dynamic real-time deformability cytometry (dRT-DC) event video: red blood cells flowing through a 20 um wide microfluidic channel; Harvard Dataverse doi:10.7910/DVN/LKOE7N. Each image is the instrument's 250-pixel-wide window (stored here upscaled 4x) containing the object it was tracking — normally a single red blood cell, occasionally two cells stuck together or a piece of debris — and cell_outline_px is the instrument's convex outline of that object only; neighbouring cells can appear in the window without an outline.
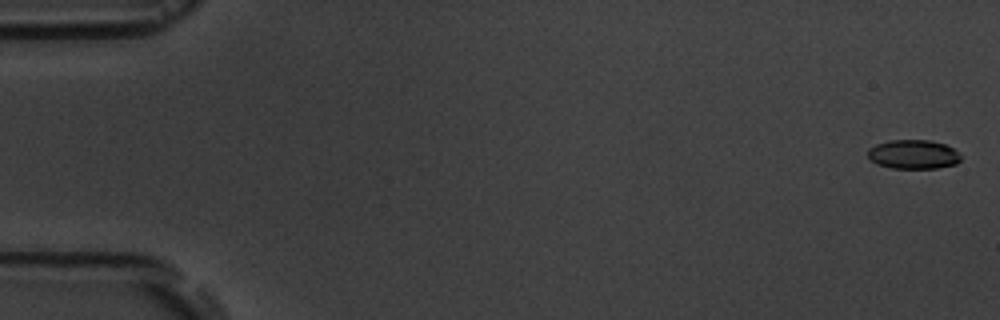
{"species": "common noctule bat (a hibernating species)", "species_latin": "Nyctalus noctula", "temperature_condition": "room temperature", "stored_images_in_passage": 6, "camera_frame_rate_fps": 3000, "um_per_image_px": 0.085, "animal": {"sex": "male", "body_mass_g": 19.5, "forearm_length_mm": 54.6}, "frame": {"image": 1, "passage_image": 1, "time_ms": 0.0, "image_size_px": [1000, 320], "cell_outline_px": [[964, 156], [956, 164], [936, 168], [892, 168], [876, 164], [868, 156], [868, 148], [876, 144], [888, 140], [928, 140], [944, 144], [952, 148]], "centroid_in_image_um": [77.64, 13.12], "position_along_channel_um": 7.4, "area_um2": 15.84}}
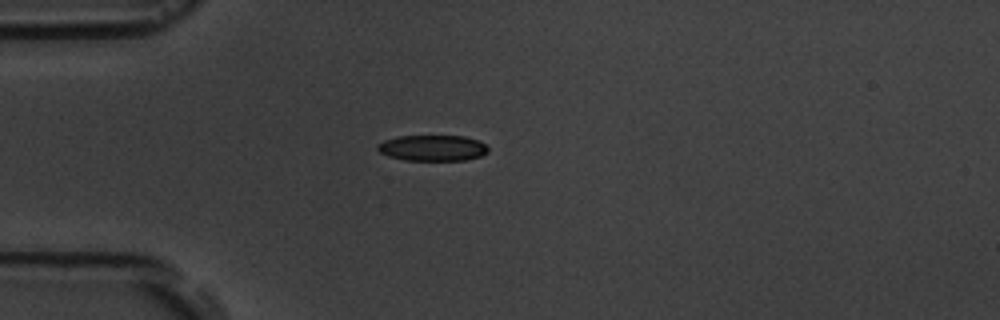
{"frame": {"image": 2, "passage_image": 5, "time_ms": 4.667, "image_size_px": [1000, 320], "cell_outline_px": [[488, 152], [480, 156], [464, 160], [404, 160], [388, 156], [380, 152], [376, 148], [376, 144], [384, 140], [400, 136], [464, 136], [476, 140], [484, 144], [488, 148]], "centroid_in_image_um": [36.73, 12.58], "position_along_channel_um": 48.3, "area_um2": 16.59}}